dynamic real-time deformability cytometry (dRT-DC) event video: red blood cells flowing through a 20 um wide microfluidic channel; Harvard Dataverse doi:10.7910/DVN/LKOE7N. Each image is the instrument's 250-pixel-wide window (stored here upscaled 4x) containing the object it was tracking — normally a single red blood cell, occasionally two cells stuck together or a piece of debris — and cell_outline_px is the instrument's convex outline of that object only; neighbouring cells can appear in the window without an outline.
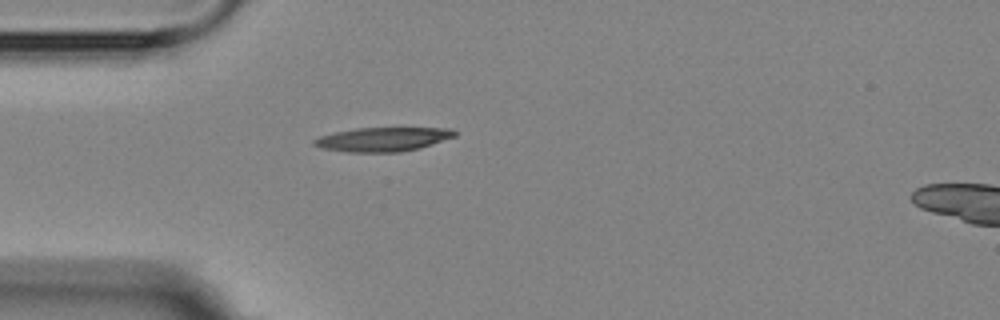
{"species": "Egyptian fruit bat (a non-hibernating species)", "species_latin": "Rousettus aegyptiacus", "temperature_condition": "room temperature", "stored_images_in_passage": 2, "segment_of_instrument_passage": [1, 2], "camera_frame_rate_fps": 3000, "um_per_image_px": 0.085, "animal": {"sex": "female"}, "frame": {"image": 1, "passage_image": 1, "time_ms": 0.0, "image_size_px": [1000, 320], "cell_outline_px": [[456, 136], [420, 148], [400, 152], [348, 152], [324, 148], [312, 144], [312, 140], [320, 136], [336, 132], [356, 128], [452, 128], [456, 132]], "centroid_in_image_um": [32.56, 11.84], "position_along_channel_um": 52.4, "area_um2": 19.59}}